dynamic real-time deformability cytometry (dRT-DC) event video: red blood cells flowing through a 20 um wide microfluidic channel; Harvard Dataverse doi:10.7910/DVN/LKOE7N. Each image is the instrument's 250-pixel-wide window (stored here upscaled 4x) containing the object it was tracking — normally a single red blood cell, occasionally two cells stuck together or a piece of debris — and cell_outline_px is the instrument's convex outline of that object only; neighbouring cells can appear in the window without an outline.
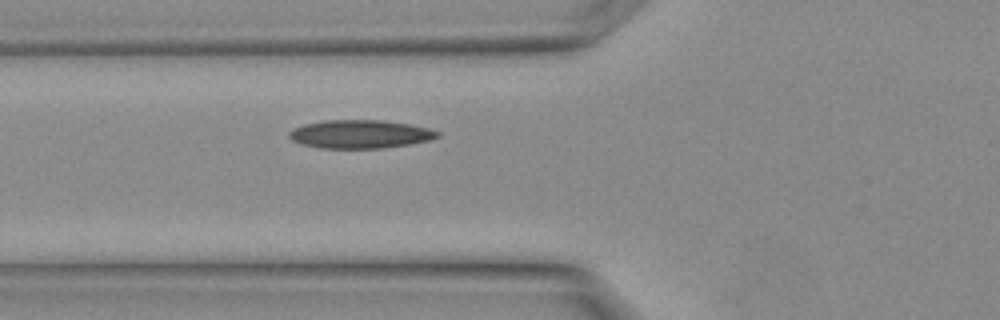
{"species": "Egyptian fruit bat (a non-hibernating species)", "species_latin": "Rousettus aegyptiacus", "temperature_condition": "warm", "stored_images_in_passage": 5, "camera_frame_rate_fps": 3000, "um_per_image_px": 0.085, "animal": {"sex": "female"}, "frame": {"image": 1, "passage_image": 3, "time_ms": 0.667, "image_size_px": [1000, 320], "cell_outline_px": [[440, 136], [432, 140], [408, 144], [380, 148], [320, 148], [300, 144], [292, 140], [288, 136], [288, 132], [292, 128], [304, 124], [324, 120], [384, 120], [408, 124], [428, 128], [440, 132]], "centroid_in_image_um": [30.58, 11.4], "position_along_channel_um": 95.2, "area_um2": 24.62}}
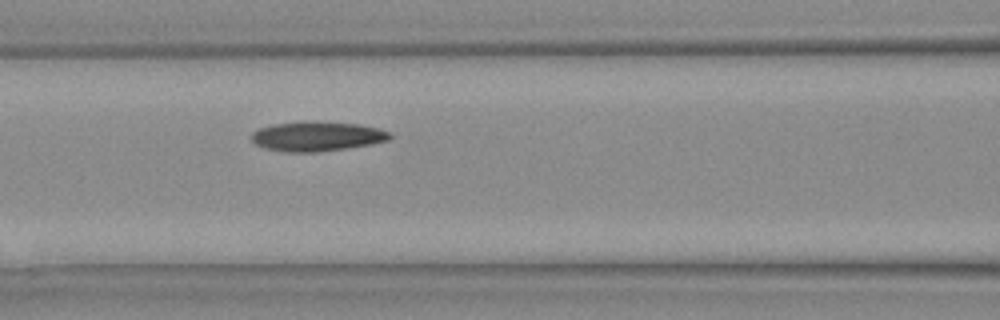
{"frame": {"image": 2, "passage_image": 5, "time_ms": 1.333, "image_size_px": [1000, 320], "cell_outline_px": [[392, 136], [388, 140], [368, 144], [344, 148], [316, 152], [284, 152], [264, 148], [256, 144], [252, 140], [252, 132], [260, 128], [276, 124], [300, 120], [304, 120], [360, 124], [380, 128], [392, 132]], "centroid_in_image_um": [26.95, 11.57], "position_along_channel_um": 139.7, "area_um2": 23.99}}